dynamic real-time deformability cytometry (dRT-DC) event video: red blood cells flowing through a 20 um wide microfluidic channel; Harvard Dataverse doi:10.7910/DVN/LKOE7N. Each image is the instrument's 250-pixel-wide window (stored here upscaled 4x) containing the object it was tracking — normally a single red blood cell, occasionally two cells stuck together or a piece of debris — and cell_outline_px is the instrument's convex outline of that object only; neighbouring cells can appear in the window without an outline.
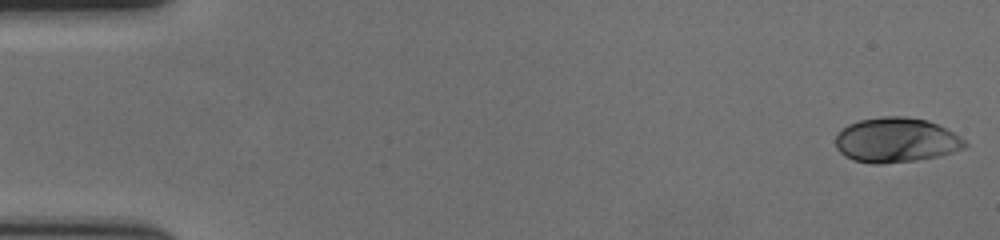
{"species": "human", "species_latin": "Homo sapiens", "temperature_condition": "cold", "stored_images_in_passage": 58, "camera_frame_rate_fps": 3000, "um_per_image_px": 0.085, "donor": {"sex": "female"}, "frame": {"image": 1, "passage_image": 1, "time_ms": 0.0, "image_size_px": [1000, 240], "cell_outline_px": [[968, 144], [964, 148], [940, 156], [916, 160], [884, 164], [872, 164], [852, 160], [844, 156], [836, 148], [836, 136], [848, 124], [860, 120], [884, 116], [904, 116], [928, 120], [960, 136]], "centroid_in_image_um": [76.16, 11.92], "position_along_channel_um": 8.8, "area_um2": 33.76}}
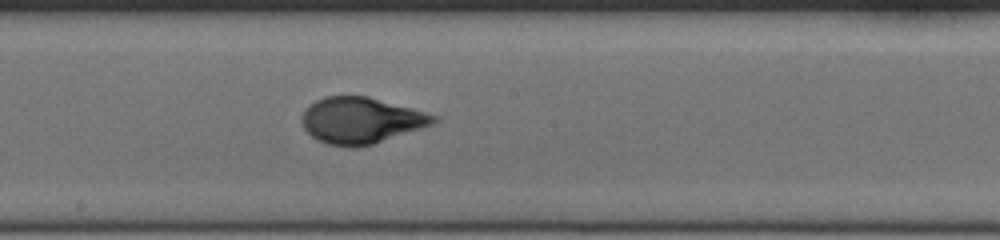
{"frame": {"image": 2, "passage_image": 32, "time_ms": 10.333, "image_size_px": [1000, 240], "cell_outline_px": [[440, 120], [432, 124], [372, 144], [356, 148], [352, 148], [328, 144], [316, 140], [304, 128], [300, 120], [308, 104], [324, 96], [368, 96], [412, 108], [436, 116]], "centroid_in_image_um": [30.64, 10.23], "position_along_channel_um": 217.6, "area_um2": 35.32}}
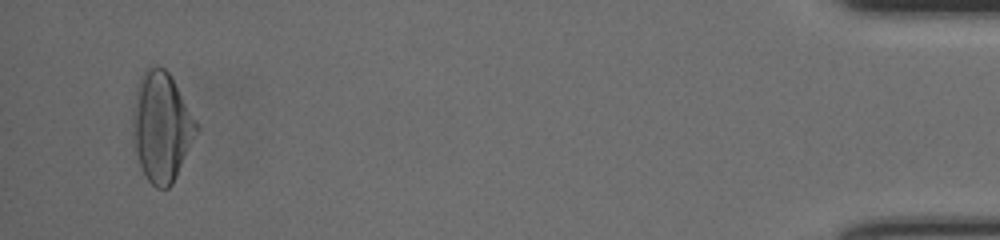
{"frame": {"image": 3, "passage_image": 56, "time_ms": 18.333, "image_size_px": [1000, 240], "cell_outline_px": [[200, 128], [172, 184], [168, 188], [156, 188], [148, 180], [140, 164], [136, 152], [132, 136], [132, 116], [136, 92], [140, 80], [144, 72], [148, 68], [164, 68], [168, 72], [200, 124]], "centroid_in_image_um": [13.75, 10.81], "position_along_channel_um": 421.4, "area_um2": 40.29}, "authors_computed_cell_mechanics": {"area_um2": 35.2291, "velocity_mm_per_s": 3.5505, "shape_relaxation_time_tau1_ms": 5.0767, "shape_relaxation_time_tau2_ms": null, "deformation_change_tau1": 0.2101, "deformation_change_tau2": null}}